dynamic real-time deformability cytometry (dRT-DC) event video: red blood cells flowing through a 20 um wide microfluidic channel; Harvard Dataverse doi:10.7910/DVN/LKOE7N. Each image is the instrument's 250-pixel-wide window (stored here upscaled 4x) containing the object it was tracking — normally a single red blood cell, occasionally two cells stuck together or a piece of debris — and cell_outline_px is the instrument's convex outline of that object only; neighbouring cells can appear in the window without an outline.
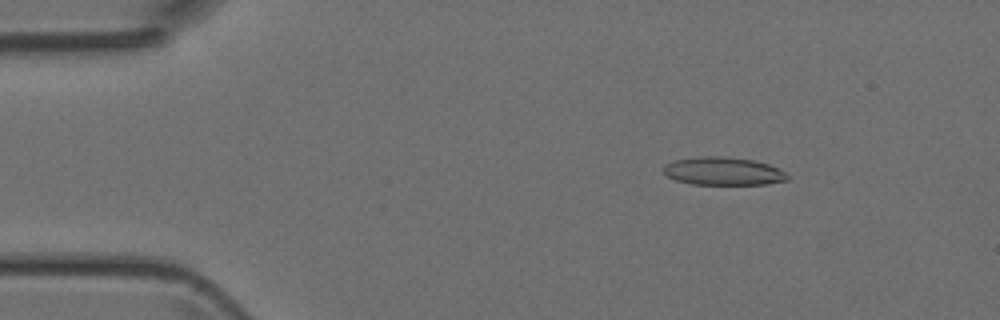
{"species": "Egyptian fruit bat (a non-hibernating species)", "species_latin": "Rousettus aegyptiacus", "temperature_condition": "room temperature", "stored_images_in_passage": 18, "camera_frame_rate_fps": 3000, "um_per_image_px": 0.085, "animal": {"sex": "female"}, "frame": {"image": 1, "passage_image": 7, "time_ms": 2.0, "image_size_px": [1000, 320], "cell_outline_px": [[788, 180], [764, 184], [692, 184], [676, 180], [668, 176], [660, 168], [664, 164], [676, 160], [700, 156], [716, 156], [752, 160], [768, 164], [784, 172], [788, 176]], "centroid_in_image_um": [61.42, 14.55], "position_along_channel_um": 23.6, "area_um2": 20.0}}
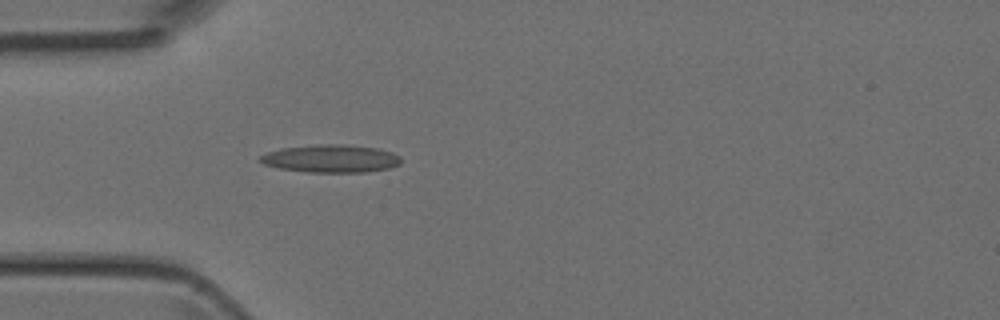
{"frame": {"image": 2, "passage_image": 14, "time_ms": 4.333, "image_size_px": [1000, 320], "cell_outline_px": [[400, 164], [388, 168], [364, 172], [308, 172], [280, 168], [264, 164], [256, 160], [260, 156], [268, 152], [280, 148], [316, 144], [344, 144], [376, 148], [392, 152], [400, 156]], "centroid_in_image_um": [28.1, 13.47], "position_along_channel_um": 56.9, "area_um2": 22.83}}
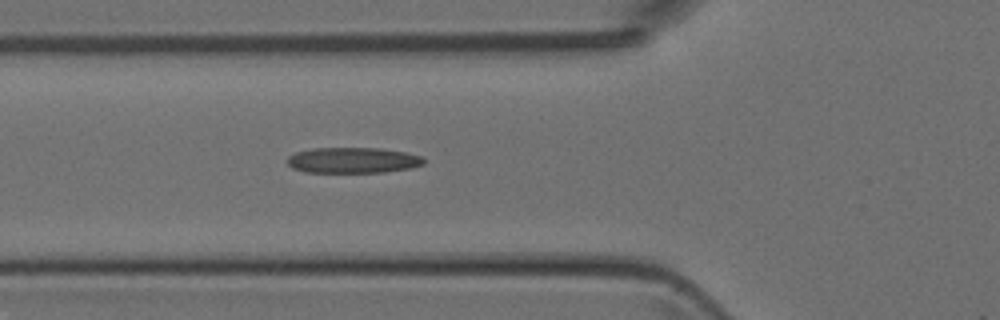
{"frame": {"image": 3, "passage_image": 17, "time_ms": 5.333, "image_size_px": [1000, 320], "cell_outline_px": [[424, 164], [412, 168], [384, 172], [304, 172], [292, 168], [288, 164], [288, 156], [296, 152], [312, 148], [380, 148], [408, 152], [424, 156]], "centroid_in_image_um": [30.04, 13.62], "position_along_channel_um": 95.8, "area_um2": 20.63}}